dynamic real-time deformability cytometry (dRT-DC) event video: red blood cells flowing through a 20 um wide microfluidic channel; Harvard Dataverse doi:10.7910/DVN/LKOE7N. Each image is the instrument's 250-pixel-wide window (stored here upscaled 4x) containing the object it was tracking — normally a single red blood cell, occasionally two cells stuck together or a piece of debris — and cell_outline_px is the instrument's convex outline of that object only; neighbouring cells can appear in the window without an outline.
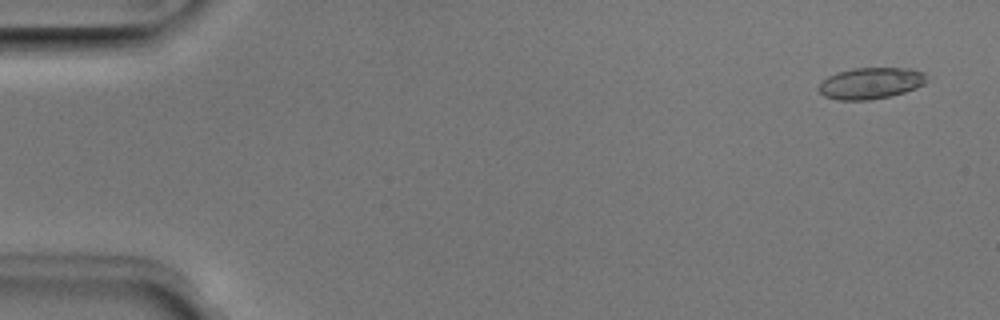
{"species": "Egyptian fruit bat (a non-hibernating species)", "species_latin": "Rousettus aegyptiacus", "temperature_condition": "room temperature", "stored_images_in_passage": 52, "camera_frame_rate_fps": 3000, "um_per_image_px": 0.085, "animal": {"sex": "male"}, "frame": {"image": 1, "passage_image": 3, "time_ms": 0.667, "image_size_px": [1000, 320], "cell_outline_px": [[928, 80], [924, 84], [916, 88], [892, 96], [868, 100], [840, 100], [824, 96], [816, 88], [828, 76], [836, 72], [852, 68], [908, 68], [924, 72]], "centroid_in_image_um": [74.01, 7.07], "position_along_channel_um": 11.0, "area_um2": 19.88}}
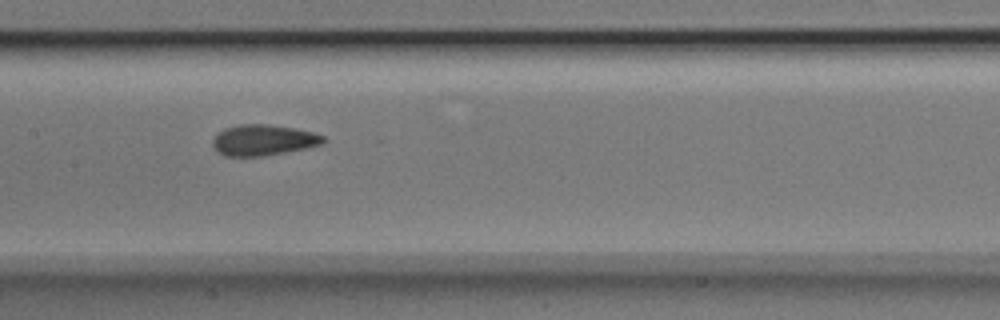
{"frame": {"image": 2, "passage_image": 26, "time_ms": 8.333, "image_size_px": [1000, 320], "cell_outline_px": [[328, 140], [320, 144], [304, 148], [264, 156], [224, 156], [216, 152], [212, 144], [212, 140], [224, 128], [240, 124], [268, 124], [296, 128], [312, 132], [324, 136]], "centroid_in_image_um": [22.36, 11.9], "position_along_channel_um": 185.0, "area_um2": 19.88}}
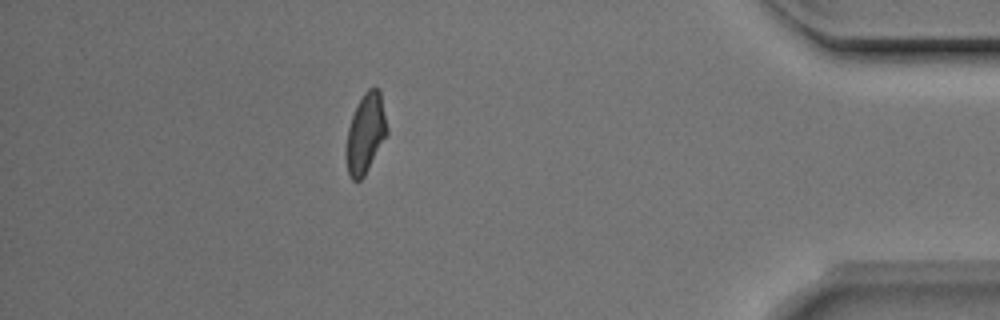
{"frame": {"image": 3, "passage_image": 46, "time_ms": 15.0, "image_size_px": [1000, 320], "cell_outline_px": [[388, 132], [364, 176], [360, 180], [352, 180], [348, 172], [348, 128], [352, 116], [364, 92], [368, 88], [376, 88], [380, 92], [388, 128]], "centroid_in_image_um": [31.11, 11.31], "position_along_channel_um": 404.1, "area_um2": 18.15}, "authors_computed_cell_mechanics": {"area_um2": 19.652, "velocity_mm_per_s": 3.9529, "shape_relaxation_time_tau1_ms": 3.6432, "shape_relaxation_time_tau2_ms": 1.6074, "deformation_change_tau1": 0.1032, "deformation_change_tau2": 0.074}}